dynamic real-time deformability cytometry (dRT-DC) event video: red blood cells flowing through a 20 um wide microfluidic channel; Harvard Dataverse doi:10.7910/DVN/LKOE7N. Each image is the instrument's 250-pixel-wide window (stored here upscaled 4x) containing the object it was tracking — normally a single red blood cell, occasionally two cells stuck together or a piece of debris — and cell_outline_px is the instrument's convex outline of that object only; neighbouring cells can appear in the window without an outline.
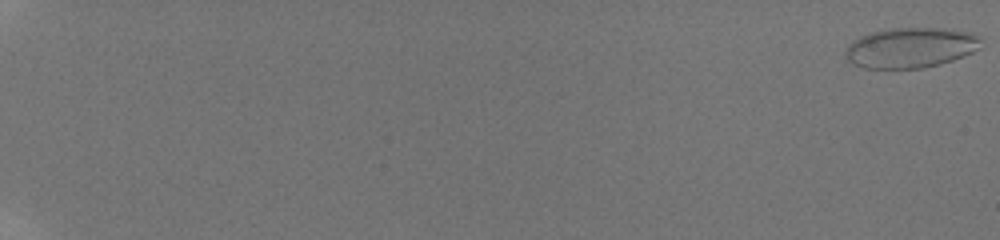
{"species": "human", "species_latin": "Homo sapiens", "temperature_condition": "room temperature", "stored_images_in_passage": 57, "camera_frame_rate_fps": 3000, "um_per_image_px": 0.085, "donor": {"sex": "male"}, "frame": {"image": 1, "passage_image": 1, "time_ms": 0.0, "image_size_px": [1000, 240], "cell_outline_px": [[980, 48], [964, 56], [940, 64], [924, 68], [864, 68], [852, 64], [848, 60], [844, 52], [848, 44], [852, 40], [860, 36], [872, 32], [888, 28], [940, 28], [972, 32], [980, 36]], "centroid_in_image_um": [77.39, 4.05], "position_along_channel_um": 7.6, "area_um2": 32.02}}
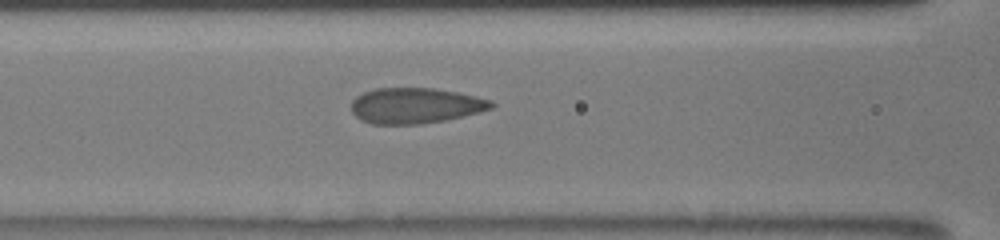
{"frame": {"image": 2, "passage_image": 30, "time_ms": 9.667, "image_size_px": [1000, 240], "cell_outline_px": [[496, 104], [492, 108], [444, 120], [420, 124], [372, 124], [360, 120], [352, 112], [352, 100], [356, 96], [364, 92], [376, 88], [432, 88], [456, 92], [492, 100]], "centroid_in_image_um": [35.27, 8.97], "position_along_channel_um": 131.3, "area_um2": 28.84}}
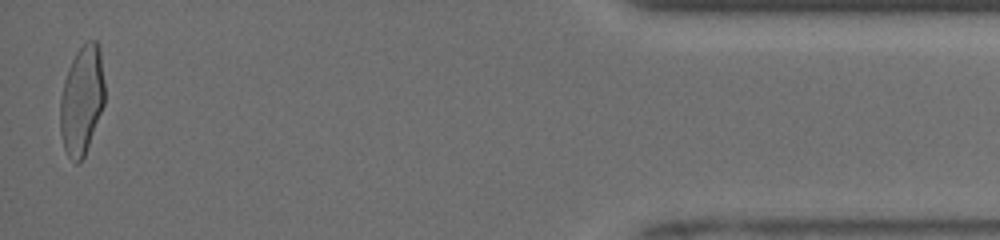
{"frame": {"image": 3, "passage_image": 57, "time_ms": 18.667, "image_size_px": [1000, 240], "cell_outline_px": [[104, 104], [84, 156], [76, 164], [68, 156], [64, 148], [60, 132], [60, 100], [64, 80], [68, 68], [76, 52], [88, 40], [96, 40], [100, 48], [104, 84]], "centroid_in_image_um": [6.95, 8.5], "position_along_channel_um": 428.3, "area_um2": 28.03}, "authors_computed_cell_mechanics": {"area_um2": 29.4202, "velocity_mm_per_s": 3.9715, "shape_relaxation_time_tau1_ms": 4.8616, "shape_relaxation_time_tau2_ms": null, "deformation_change_tau1": 0.1726, "deformation_change_tau2": null}}